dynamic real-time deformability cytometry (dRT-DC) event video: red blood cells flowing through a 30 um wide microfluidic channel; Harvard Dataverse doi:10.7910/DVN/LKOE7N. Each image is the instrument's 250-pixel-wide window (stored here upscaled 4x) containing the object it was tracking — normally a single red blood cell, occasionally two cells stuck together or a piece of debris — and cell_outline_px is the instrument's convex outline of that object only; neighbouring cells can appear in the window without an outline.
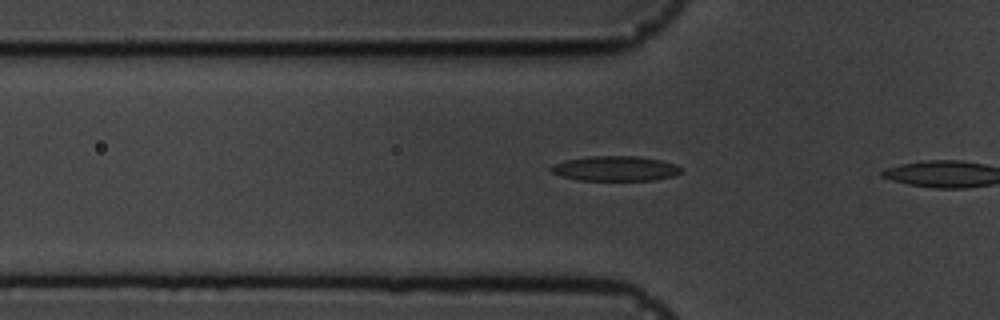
{"species": "common noctule bat (a hibernating species)", "species_latin": "Nyctalus noctula", "temperature_condition": "cold", "stored_images_in_passage": 6, "camera_frame_rate_fps": 3000, "um_per_image_px": 0.085, "animal": {"sex": "male", "body_mass_g": 19.5, "forearm_length_mm": 54.6}, "frame": {"image": 1, "passage_image": 3, "time_ms": 0.667, "image_size_px": [1000, 320], "cell_outline_px": [[680, 172], [672, 176], [652, 180], [580, 180], [560, 176], [552, 172], [548, 168], [552, 164], [564, 160], [588, 156], [636, 156], [660, 160], [676, 164], [680, 168]], "centroid_in_image_um": [52.23, 14.32], "position_along_channel_um": 73.6, "area_um2": 18.84}}